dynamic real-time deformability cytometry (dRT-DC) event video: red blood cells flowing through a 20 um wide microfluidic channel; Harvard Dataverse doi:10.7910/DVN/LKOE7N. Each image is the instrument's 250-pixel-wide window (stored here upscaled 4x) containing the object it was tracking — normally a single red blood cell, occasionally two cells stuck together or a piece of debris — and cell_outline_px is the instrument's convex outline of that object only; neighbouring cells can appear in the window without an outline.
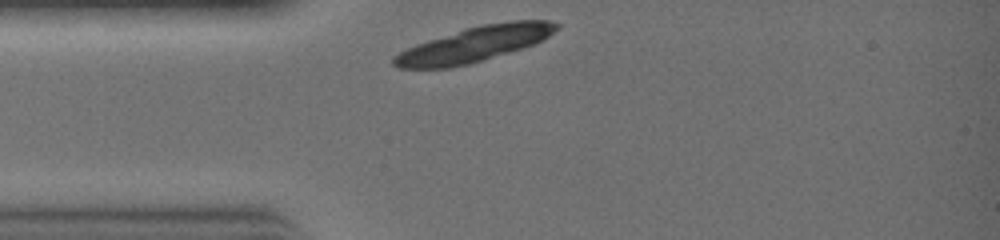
{"species": "common noctule bat (a hibernating species)", "species_latin": "Nyctalus noctula", "temperature_condition": "warm", "stored_images_in_passage": 2, "camera_frame_rate_fps": 3000, "um_per_image_px": 0.085, "animal": {"sex": "female", "body_mass_g": 19.0, "forearm_length_mm": 51.5}, "frame": {"image": 1, "passage_image": 1, "time_ms": 0.0, "image_size_px": [1000, 240], "cell_outline_px": [[560, 28], [544, 40], [484, 60], [468, 64], [448, 68], [400, 68], [392, 64], [392, 56], [416, 44], [464, 28], [480, 24], [512, 20], [548, 20], [560, 24]], "centroid_in_image_um": [40.35, 3.74], "position_along_channel_um": 44.7, "area_um2": 33.35}}